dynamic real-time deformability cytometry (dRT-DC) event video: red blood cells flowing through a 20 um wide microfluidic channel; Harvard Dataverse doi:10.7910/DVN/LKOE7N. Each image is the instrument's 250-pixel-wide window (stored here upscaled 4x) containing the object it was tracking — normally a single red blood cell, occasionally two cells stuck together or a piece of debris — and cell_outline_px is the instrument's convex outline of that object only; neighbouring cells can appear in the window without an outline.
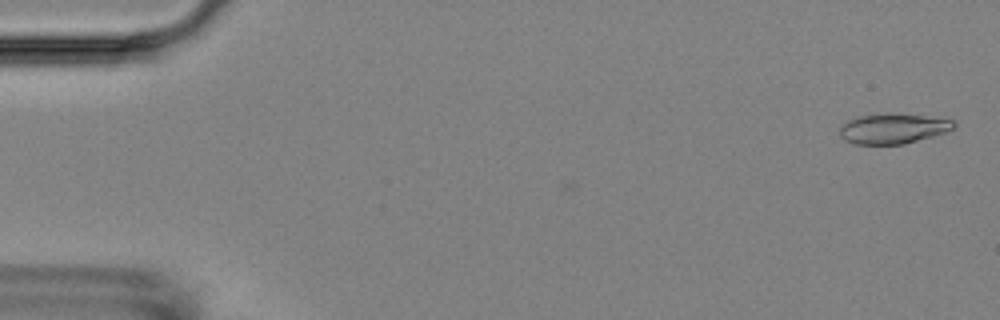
{"species": "Egyptian fruit bat (a non-hibernating species)", "species_latin": "Rousettus aegyptiacus", "temperature_condition": "room temperature", "stored_images_in_passage": 6, "camera_frame_rate_fps": 3000, "um_per_image_px": 0.085, "animal": {"sex": "female"}, "frame": {"image": 1, "passage_image": 1, "time_ms": 0.0, "image_size_px": [1000, 320], "cell_outline_px": [[956, 124], [952, 128], [944, 132], [932, 136], [904, 144], [856, 144], [844, 140], [840, 136], [840, 128], [848, 120], [856, 116], [888, 112], [924, 116], [956, 120]], "centroid_in_image_um": [75.88, 10.91], "position_along_channel_um": 9.1, "area_um2": 20.06}}
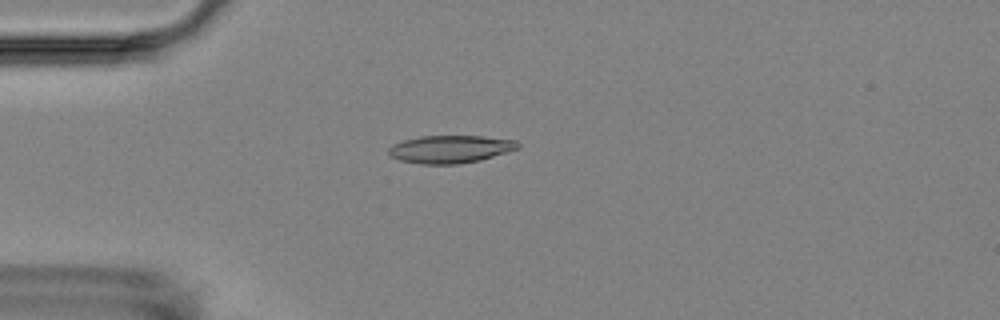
{"frame": {"image": 2, "passage_image": 4, "time_ms": 4.333, "image_size_px": [1000, 320], "cell_outline_px": [[520, 148], [480, 160], [456, 164], [420, 164], [400, 160], [388, 156], [388, 148], [392, 144], [404, 140], [420, 136], [484, 136], [516, 140], [520, 144]], "centroid_in_image_um": [38.26, 12.67], "position_along_channel_um": 46.7, "area_um2": 20.98}}
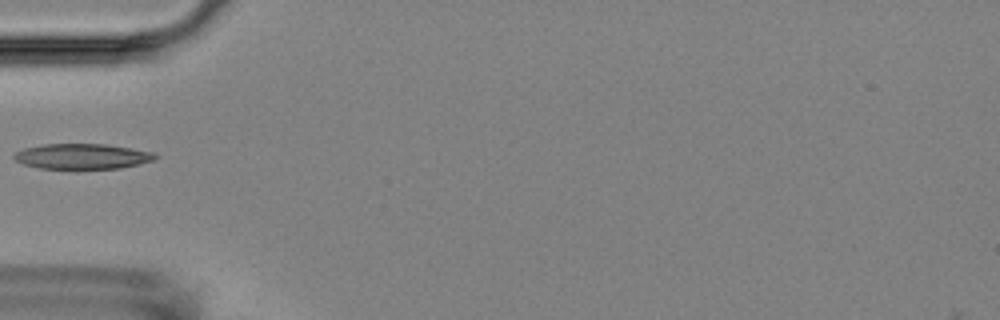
{"frame": {"image": 3, "passage_image": 5, "time_ms": 5.667, "image_size_px": [1000, 320], "cell_outline_px": [[160, 156], [156, 160], [140, 164], [120, 168], [40, 168], [24, 164], [16, 160], [12, 156], [16, 152], [24, 148], [44, 144], [104, 144], [156, 152]], "centroid_in_image_um": [7.06, 13.28], "position_along_channel_um": 77.9, "area_um2": 20.81}}